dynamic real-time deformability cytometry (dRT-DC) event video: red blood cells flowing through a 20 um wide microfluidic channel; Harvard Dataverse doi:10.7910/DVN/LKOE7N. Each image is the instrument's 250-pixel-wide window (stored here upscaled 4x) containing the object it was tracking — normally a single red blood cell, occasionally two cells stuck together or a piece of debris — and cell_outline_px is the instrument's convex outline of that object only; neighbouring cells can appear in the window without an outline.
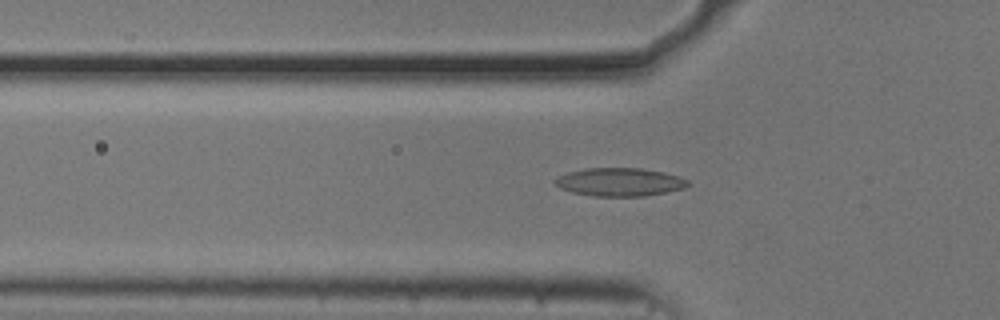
{"species": "common noctule bat (a hibernating species)", "species_latin": "Nyctalus noctula", "temperature_condition": "cold", "stored_images_in_passage": 42, "camera_frame_rate_fps": 3000, "um_per_image_px": 0.085, "animal": {"sex": "male", "body_mass_g": 20.5, "forearm_length_mm": 52.5}, "frame": {"image": 1, "passage_image": 10, "time_ms": 3.0, "image_size_px": [1000, 320], "cell_outline_px": [[692, 184], [684, 188], [644, 196], [596, 196], [572, 192], [560, 188], [552, 180], [568, 172], [584, 168], [640, 168], [664, 172], [680, 176], [688, 180]], "centroid_in_image_um": [52.69, 15.46], "position_along_channel_um": 73.1, "area_um2": 21.85}}
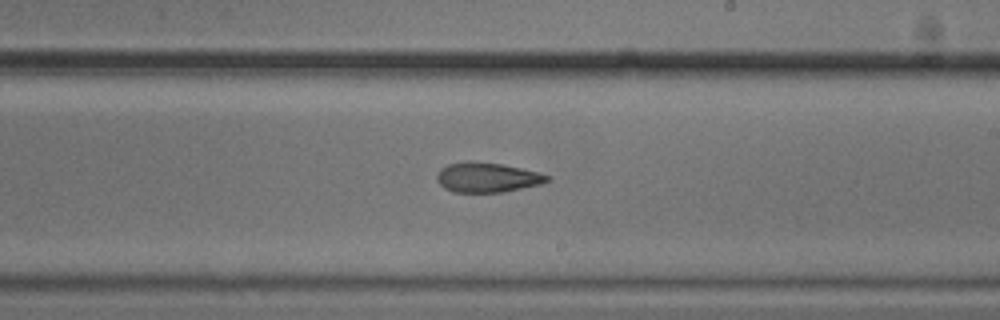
{"frame": {"image": 2, "passage_image": 24, "time_ms": 7.667, "image_size_px": [1000, 320], "cell_outline_px": [[548, 180], [540, 184], [504, 192], [452, 192], [444, 188], [436, 180], [436, 176], [440, 168], [448, 164], [468, 160], [504, 164], [536, 172], [548, 176]], "centroid_in_image_um": [41.33, 15.07], "position_along_channel_um": 247.7, "area_um2": 19.13}}
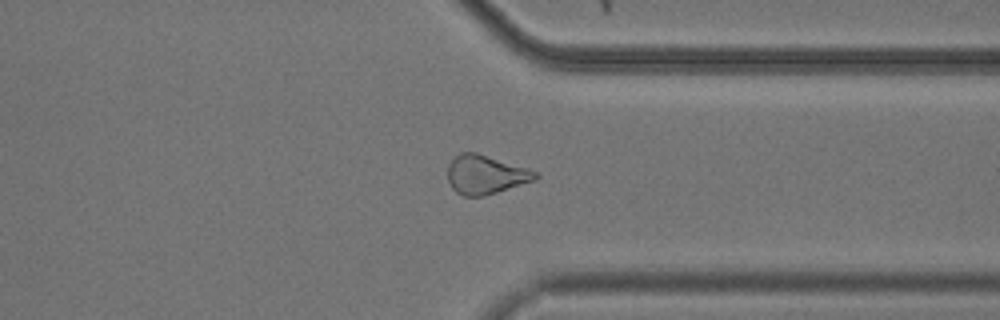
{"frame": {"image": 3, "passage_image": 34, "time_ms": 11.0, "image_size_px": [1000, 320], "cell_outline_px": [[540, 176], [536, 180], [484, 196], [464, 196], [456, 192], [452, 188], [448, 180], [448, 164], [460, 152], [476, 152], [536, 172]], "centroid_in_image_um": [41.24, 14.85], "position_along_channel_um": 370.2, "area_um2": 19.59}}